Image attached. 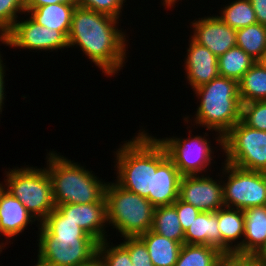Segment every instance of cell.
Returning a JSON list of instances; mask_svg holds the SVG:
<instances>
[{
	"mask_svg": "<svg viewBox=\"0 0 266 266\" xmlns=\"http://www.w3.org/2000/svg\"><path fill=\"white\" fill-rule=\"evenodd\" d=\"M117 18L76 6L68 34V46L80 47L102 73L112 77L126 63V34Z\"/></svg>",
	"mask_w": 266,
	"mask_h": 266,
	"instance_id": "obj_1",
	"label": "cell"
},
{
	"mask_svg": "<svg viewBox=\"0 0 266 266\" xmlns=\"http://www.w3.org/2000/svg\"><path fill=\"white\" fill-rule=\"evenodd\" d=\"M125 141L115 152L116 182L123 188L147 198L152 192L153 171L168 157L163 144L146 131ZM117 166V167H116Z\"/></svg>",
	"mask_w": 266,
	"mask_h": 266,
	"instance_id": "obj_2",
	"label": "cell"
},
{
	"mask_svg": "<svg viewBox=\"0 0 266 266\" xmlns=\"http://www.w3.org/2000/svg\"><path fill=\"white\" fill-rule=\"evenodd\" d=\"M193 91L200 99L194 123L218 132L215 139L223 150V136L241 120L238 81L219 75Z\"/></svg>",
	"mask_w": 266,
	"mask_h": 266,
	"instance_id": "obj_3",
	"label": "cell"
},
{
	"mask_svg": "<svg viewBox=\"0 0 266 266\" xmlns=\"http://www.w3.org/2000/svg\"><path fill=\"white\" fill-rule=\"evenodd\" d=\"M46 170L50 177L55 207L63 204L106 202V184L92 171L51 151Z\"/></svg>",
	"mask_w": 266,
	"mask_h": 266,
	"instance_id": "obj_4",
	"label": "cell"
},
{
	"mask_svg": "<svg viewBox=\"0 0 266 266\" xmlns=\"http://www.w3.org/2000/svg\"><path fill=\"white\" fill-rule=\"evenodd\" d=\"M105 200L107 222L120 232L121 237H138L151 230L155 207L147 198L115 181L107 182Z\"/></svg>",
	"mask_w": 266,
	"mask_h": 266,
	"instance_id": "obj_5",
	"label": "cell"
},
{
	"mask_svg": "<svg viewBox=\"0 0 266 266\" xmlns=\"http://www.w3.org/2000/svg\"><path fill=\"white\" fill-rule=\"evenodd\" d=\"M35 168L17 167L6 171L3 187L23 203L40 224L55 209V204L46 168Z\"/></svg>",
	"mask_w": 266,
	"mask_h": 266,
	"instance_id": "obj_6",
	"label": "cell"
},
{
	"mask_svg": "<svg viewBox=\"0 0 266 266\" xmlns=\"http://www.w3.org/2000/svg\"><path fill=\"white\" fill-rule=\"evenodd\" d=\"M223 151L226 163L266 173V131L240 120L223 136Z\"/></svg>",
	"mask_w": 266,
	"mask_h": 266,
	"instance_id": "obj_7",
	"label": "cell"
},
{
	"mask_svg": "<svg viewBox=\"0 0 266 266\" xmlns=\"http://www.w3.org/2000/svg\"><path fill=\"white\" fill-rule=\"evenodd\" d=\"M225 165V166H224ZM222 175L225 207L244 210L266 205V173L242 169L224 162Z\"/></svg>",
	"mask_w": 266,
	"mask_h": 266,
	"instance_id": "obj_8",
	"label": "cell"
},
{
	"mask_svg": "<svg viewBox=\"0 0 266 266\" xmlns=\"http://www.w3.org/2000/svg\"><path fill=\"white\" fill-rule=\"evenodd\" d=\"M38 257L51 266H82L96 253L94 238H53L40 224Z\"/></svg>",
	"mask_w": 266,
	"mask_h": 266,
	"instance_id": "obj_9",
	"label": "cell"
},
{
	"mask_svg": "<svg viewBox=\"0 0 266 266\" xmlns=\"http://www.w3.org/2000/svg\"><path fill=\"white\" fill-rule=\"evenodd\" d=\"M207 134L187 137L185 139L173 137L158 139L165 147L168 157L174 162L181 176L199 175L206 172L214 155ZM213 153V155H212Z\"/></svg>",
	"mask_w": 266,
	"mask_h": 266,
	"instance_id": "obj_10",
	"label": "cell"
},
{
	"mask_svg": "<svg viewBox=\"0 0 266 266\" xmlns=\"http://www.w3.org/2000/svg\"><path fill=\"white\" fill-rule=\"evenodd\" d=\"M5 45L22 49L53 51L69 48L67 37L58 30L36 23L30 16L17 20L5 34Z\"/></svg>",
	"mask_w": 266,
	"mask_h": 266,
	"instance_id": "obj_11",
	"label": "cell"
},
{
	"mask_svg": "<svg viewBox=\"0 0 266 266\" xmlns=\"http://www.w3.org/2000/svg\"><path fill=\"white\" fill-rule=\"evenodd\" d=\"M202 175L181 177L179 199L200 212H216L224 207L222 180L217 182L210 176Z\"/></svg>",
	"mask_w": 266,
	"mask_h": 266,
	"instance_id": "obj_12",
	"label": "cell"
},
{
	"mask_svg": "<svg viewBox=\"0 0 266 266\" xmlns=\"http://www.w3.org/2000/svg\"><path fill=\"white\" fill-rule=\"evenodd\" d=\"M197 44L207 47L217 58L236 46V29L231 28L217 16L202 17L191 22Z\"/></svg>",
	"mask_w": 266,
	"mask_h": 266,
	"instance_id": "obj_13",
	"label": "cell"
},
{
	"mask_svg": "<svg viewBox=\"0 0 266 266\" xmlns=\"http://www.w3.org/2000/svg\"><path fill=\"white\" fill-rule=\"evenodd\" d=\"M56 208L98 243L106 240L105 230L107 222L106 202H94L89 204H63Z\"/></svg>",
	"mask_w": 266,
	"mask_h": 266,
	"instance_id": "obj_14",
	"label": "cell"
},
{
	"mask_svg": "<svg viewBox=\"0 0 266 266\" xmlns=\"http://www.w3.org/2000/svg\"><path fill=\"white\" fill-rule=\"evenodd\" d=\"M184 61L187 81L196 89L219 76L218 58L207 48L189 41Z\"/></svg>",
	"mask_w": 266,
	"mask_h": 266,
	"instance_id": "obj_15",
	"label": "cell"
},
{
	"mask_svg": "<svg viewBox=\"0 0 266 266\" xmlns=\"http://www.w3.org/2000/svg\"><path fill=\"white\" fill-rule=\"evenodd\" d=\"M181 177L174 162L167 157L156 171H153L152 192L147 199L155 208L172 205L179 198Z\"/></svg>",
	"mask_w": 266,
	"mask_h": 266,
	"instance_id": "obj_16",
	"label": "cell"
},
{
	"mask_svg": "<svg viewBox=\"0 0 266 266\" xmlns=\"http://www.w3.org/2000/svg\"><path fill=\"white\" fill-rule=\"evenodd\" d=\"M35 221L24 204L0 183V234L9 240L22 233L28 224Z\"/></svg>",
	"mask_w": 266,
	"mask_h": 266,
	"instance_id": "obj_17",
	"label": "cell"
},
{
	"mask_svg": "<svg viewBox=\"0 0 266 266\" xmlns=\"http://www.w3.org/2000/svg\"><path fill=\"white\" fill-rule=\"evenodd\" d=\"M218 229L221 233V252L242 255L244 237L243 210L223 207L217 210ZM242 238L241 241H238ZM235 241H238L237 243ZM233 242L235 245H233Z\"/></svg>",
	"mask_w": 266,
	"mask_h": 266,
	"instance_id": "obj_18",
	"label": "cell"
},
{
	"mask_svg": "<svg viewBox=\"0 0 266 266\" xmlns=\"http://www.w3.org/2000/svg\"><path fill=\"white\" fill-rule=\"evenodd\" d=\"M243 213L242 255L254 257L266 244V205L244 209Z\"/></svg>",
	"mask_w": 266,
	"mask_h": 266,
	"instance_id": "obj_19",
	"label": "cell"
},
{
	"mask_svg": "<svg viewBox=\"0 0 266 266\" xmlns=\"http://www.w3.org/2000/svg\"><path fill=\"white\" fill-rule=\"evenodd\" d=\"M77 4L56 3L37 8H26V15L44 27L61 31L68 37L72 15ZM28 13V14H27Z\"/></svg>",
	"mask_w": 266,
	"mask_h": 266,
	"instance_id": "obj_20",
	"label": "cell"
},
{
	"mask_svg": "<svg viewBox=\"0 0 266 266\" xmlns=\"http://www.w3.org/2000/svg\"><path fill=\"white\" fill-rule=\"evenodd\" d=\"M184 244L211 245L221 251L217 211L200 212L184 232Z\"/></svg>",
	"mask_w": 266,
	"mask_h": 266,
	"instance_id": "obj_21",
	"label": "cell"
},
{
	"mask_svg": "<svg viewBox=\"0 0 266 266\" xmlns=\"http://www.w3.org/2000/svg\"><path fill=\"white\" fill-rule=\"evenodd\" d=\"M147 246L154 266H175L182 244L152 230L139 236Z\"/></svg>",
	"mask_w": 266,
	"mask_h": 266,
	"instance_id": "obj_22",
	"label": "cell"
},
{
	"mask_svg": "<svg viewBox=\"0 0 266 266\" xmlns=\"http://www.w3.org/2000/svg\"><path fill=\"white\" fill-rule=\"evenodd\" d=\"M241 103L266 100V64L256 61L238 81Z\"/></svg>",
	"mask_w": 266,
	"mask_h": 266,
	"instance_id": "obj_23",
	"label": "cell"
},
{
	"mask_svg": "<svg viewBox=\"0 0 266 266\" xmlns=\"http://www.w3.org/2000/svg\"><path fill=\"white\" fill-rule=\"evenodd\" d=\"M236 46L256 61L266 57V26L256 23L236 30Z\"/></svg>",
	"mask_w": 266,
	"mask_h": 266,
	"instance_id": "obj_24",
	"label": "cell"
},
{
	"mask_svg": "<svg viewBox=\"0 0 266 266\" xmlns=\"http://www.w3.org/2000/svg\"><path fill=\"white\" fill-rule=\"evenodd\" d=\"M151 230L168 239L180 242L182 245L184 244V231L173 205L160 206L154 209Z\"/></svg>",
	"mask_w": 266,
	"mask_h": 266,
	"instance_id": "obj_25",
	"label": "cell"
},
{
	"mask_svg": "<svg viewBox=\"0 0 266 266\" xmlns=\"http://www.w3.org/2000/svg\"><path fill=\"white\" fill-rule=\"evenodd\" d=\"M256 62L238 46H234L218 58L219 75L239 81Z\"/></svg>",
	"mask_w": 266,
	"mask_h": 266,
	"instance_id": "obj_26",
	"label": "cell"
},
{
	"mask_svg": "<svg viewBox=\"0 0 266 266\" xmlns=\"http://www.w3.org/2000/svg\"><path fill=\"white\" fill-rule=\"evenodd\" d=\"M222 254L211 245L183 244L175 266H215Z\"/></svg>",
	"mask_w": 266,
	"mask_h": 266,
	"instance_id": "obj_27",
	"label": "cell"
},
{
	"mask_svg": "<svg viewBox=\"0 0 266 266\" xmlns=\"http://www.w3.org/2000/svg\"><path fill=\"white\" fill-rule=\"evenodd\" d=\"M40 225L53 238H92L80 226L68 220L56 207Z\"/></svg>",
	"mask_w": 266,
	"mask_h": 266,
	"instance_id": "obj_28",
	"label": "cell"
},
{
	"mask_svg": "<svg viewBox=\"0 0 266 266\" xmlns=\"http://www.w3.org/2000/svg\"><path fill=\"white\" fill-rule=\"evenodd\" d=\"M222 9L218 17L233 29L237 30L257 23L250 0H235Z\"/></svg>",
	"mask_w": 266,
	"mask_h": 266,
	"instance_id": "obj_29",
	"label": "cell"
},
{
	"mask_svg": "<svg viewBox=\"0 0 266 266\" xmlns=\"http://www.w3.org/2000/svg\"><path fill=\"white\" fill-rule=\"evenodd\" d=\"M107 239L98 243L97 253L107 266H133L128 249L122 244L109 245Z\"/></svg>",
	"mask_w": 266,
	"mask_h": 266,
	"instance_id": "obj_30",
	"label": "cell"
},
{
	"mask_svg": "<svg viewBox=\"0 0 266 266\" xmlns=\"http://www.w3.org/2000/svg\"><path fill=\"white\" fill-rule=\"evenodd\" d=\"M241 120L249 127L266 131V100L242 103Z\"/></svg>",
	"mask_w": 266,
	"mask_h": 266,
	"instance_id": "obj_31",
	"label": "cell"
},
{
	"mask_svg": "<svg viewBox=\"0 0 266 266\" xmlns=\"http://www.w3.org/2000/svg\"><path fill=\"white\" fill-rule=\"evenodd\" d=\"M18 13H26V0H0V31L4 35L17 21Z\"/></svg>",
	"mask_w": 266,
	"mask_h": 266,
	"instance_id": "obj_32",
	"label": "cell"
},
{
	"mask_svg": "<svg viewBox=\"0 0 266 266\" xmlns=\"http://www.w3.org/2000/svg\"><path fill=\"white\" fill-rule=\"evenodd\" d=\"M122 244L128 249L133 266H154L144 241L138 237H124Z\"/></svg>",
	"mask_w": 266,
	"mask_h": 266,
	"instance_id": "obj_33",
	"label": "cell"
},
{
	"mask_svg": "<svg viewBox=\"0 0 266 266\" xmlns=\"http://www.w3.org/2000/svg\"><path fill=\"white\" fill-rule=\"evenodd\" d=\"M125 2V0H77V6L119 19Z\"/></svg>",
	"mask_w": 266,
	"mask_h": 266,
	"instance_id": "obj_34",
	"label": "cell"
},
{
	"mask_svg": "<svg viewBox=\"0 0 266 266\" xmlns=\"http://www.w3.org/2000/svg\"><path fill=\"white\" fill-rule=\"evenodd\" d=\"M172 205L176 208L181 227L185 232L200 211L194 206L180 200L179 198Z\"/></svg>",
	"mask_w": 266,
	"mask_h": 266,
	"instance_id": "obj_35",
	"label": "cell"
},
{
	"mask_svg": "<svg viewBox=\"0 0 266 266\" xmlns=\"http://www.w3.org/2000/svg\"><path fill=\"white\" fill-rule=\"evenodd\" d=\"M215 266H242V255L236 253H223L216 261Z\"/></svg>",
	"mask_w": 266,
	"mask_h": 266,
	"instance_id": "obj_36",
	"label": "cell"
},
{
	"mask_svg": "<svg viewBox=\"0 0 266 266\" xmlns=\"http://www.w3.org/2000/svg\"><path fill=\"white\" fill-rule=\"evenodd\" d=\"M256 14L257 23L266 26V0H250Z\"/></svg>",
	"mask_w": 266,
	"mask_h": 266,
	"instance_id": "obj_37",
	"label": "cell"
},
{
	"mask_svg": "<svg viewBox=\"0 0 266 266\" xmlns=\"http://www.w3.org/2000/svg\"><path fill=\"white\" fill-rule=\"evenodd\" d=\"M56 3L77 4V0H26V8H37Z\"/></svg>",
	"mask_w": 266,
	"mask_h": 266,
	"instance_id": "obj_38",
	"label": "cell"
},
{
	"mask_svg": "<svg viewBox=\"0 0 266 266\" xmlns=\"http://www.w3.org/2000/svg\"><path fill=\"white\" fill-rule=\"evenodd\" d=\"M1 55H0V114H1V112H2V106H3V102H4V99H5V96L6 95H4V92H5V85H4V83H5V80H4V77H5V75H4V69H5V65L3 64V61H2V59H1Z\"/></svg>",
	"mask_w": 266,
	"mask_h": 266,
	"instance_id": "obj_39",
	"label": "cell"
},
{
	"mask_svg": "<svg viewBox=\"0 0 266 266\" xmlns=\"http://www.w3.org/2000/svg\"><path fill=\"white\" fill-rule=\"evenodd\" d=\"M82 266H107L103 258L96 253L88 262L84 263Z\"/></svg>",
	"mask_w": 266,
	"mask_h": 266,
	"instance_id": "obj_40",
	"label": "cell"
},
{
	"mask_svg": "<svg viewBox=\"0 0 266 266\" xmlns=\"http://www.w3.org/2000/svg\"><path fill=\"white\" fill-rule=\"evenodd\" d=\"M242 266H263L254 257L242 255Z\"/></svg>",
	"mask_w": 266,
	"mask_h": 266,
	"instance_id": "obj_41",
	"label": "cell"
},
{
	"mask_svg": "<svg viewBox=\"0 0 266 266\" xmlns=\"http://www.w3.org/2000/svg\"><path fill=\"white\" fill-rule=\"evenodd\" d=\"M254 258L260 262L263 266H266V244L260 249V251L254 256Z\"/></svg>",
	"mask_w": 266,
	"mask_h": 266,
	"instance_id": "obj_42",
	"label": "cell"
},
{
	"mask_svg": "<svg viewBox=\"0 0 266 266\" xmlns=\"http://www.w3.org/2000/svg\"><path fill=\"white\" fill-rule=\"evenodd\" d=\"M164 6H166L165 8H172L176 2H178L177 0H162Z\"/></svg>",
	"mask_w": 266,
	"mask_h": 266,
	"instance_id": "obj_43",
	"label": "cell"
},
{
	"mask_svg": "<svg viewBox=\"0 0 266 266\" xmlns=\"http://www.w3.org/2000/svg\"><path fill=\"white\" fill-rule=\"evenodd\" d=\"M37 264H35V266H51L49 263H47L46 261L42 260L41 258H37Z\"/></svg>",
	"mask_w": 266,
	"mask_h": 266,
	"instance_id": "obj_44",
	"label": "cell"
},
{
	"mask_svg": "<svg viewBox=\"0 0 266 266\" xmlns=\"http://www.w3.org/2000/svg\"><path fill=\"white\" fill-rule=\"evenodd\" d=\"M0 41L2 42V44H5V35L0 31ZM0 55H2L0 53Z\"/></svg>",
	"mask_w": 266,
	"mask_h": 266,
	"instance_id": "obj_45",
	"label": "cell"
},
{
	"mask_svg": "<svg viewBox=\"0 0 266 266\" xmlns=\"http://www.w3.org/2000/svg\"><path fill=\"white\" fill-rule=\"evenodd\" d=\"M4 244L6 245V243H2V242H1V244H0V253L2 252V249L5 248V245H4Z\"/></svg>",
	"mask_w": 266,
	"mask_h": 266,
	"instance_id": "obj_46",
	"label": "cell"
}]
</instances>
